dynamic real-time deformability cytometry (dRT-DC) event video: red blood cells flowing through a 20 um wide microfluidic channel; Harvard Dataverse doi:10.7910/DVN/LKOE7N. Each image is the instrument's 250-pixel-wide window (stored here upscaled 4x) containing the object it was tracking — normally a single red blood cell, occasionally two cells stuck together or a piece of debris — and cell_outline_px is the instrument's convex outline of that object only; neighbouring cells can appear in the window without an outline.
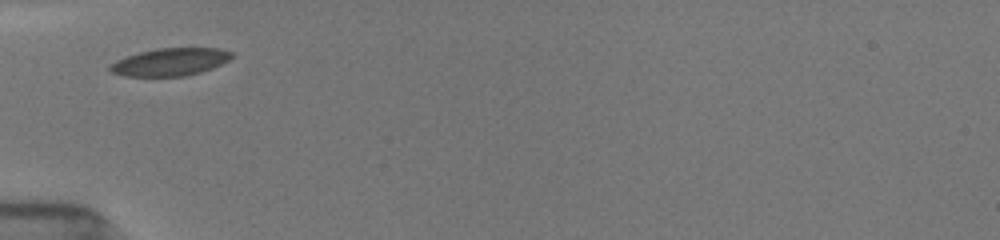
{"species": "common noctule bat (a hibernating species)", "species_latin": "Nyctalus noctula", "temperature_condition": "room temperature", "stored_images_in_passage": 14, "camera_frame_rate_fps": 3000, "um_per_image_px": 0.085, "animal": {"sex": "female", "body_mass_g": 19.5, "forearm_length_mm": 54.1}, "frame": {"image": 1, "passage_image": 1, "time_ms": 0.0, "image_size_px": [1000, 240], "cell_outline_px": [[236, 56], [212, 68], [200, 72], [184, 76], [124, 76], [112, 72], [108, 68], [116, 60], [140, 52], [160, 48], [220, 48], [232, 52]], "centroid_in_image_um": [14.5, 5.26], "position_along_channel_um": 70.5, "area_um2": 19.42}}
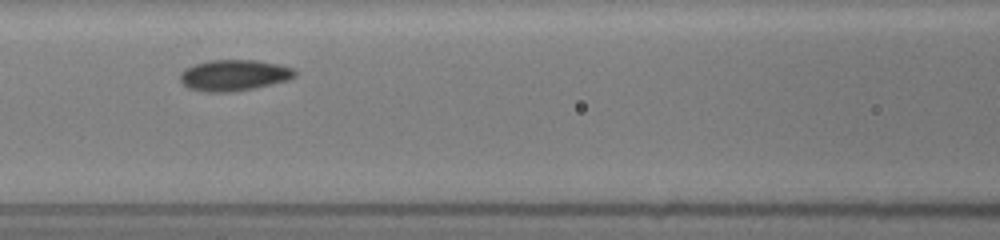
{"frame": {"image": 2, "passage_image": 7, "time_ms": 2.0, "image_size_px": [1000, 240], "cell_outline_px": [[296, 76], [288, 80], [252, 88], [228, 92], [204, 92], [188, 88], [180, 80], [180, 72], [184, 68], [196, 64], [212, 60], [256, 60], [280, 64], [292, 68], [296, 72]], "centroid_in_image_um": [19.87, 6.39], "position_along_channel_um": 146.7, "area_um2": 20.69}}
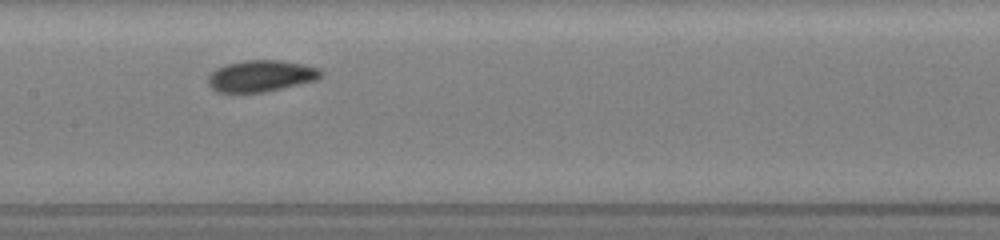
{"frame": {"image": 3, "passage_image": 10, "time_ms": 3.0, "image_size_px": [1000, 240], "cell_outline_px": [[324, 76], [316, 80], [264, 92], [216, 92], [208, 84], [208, 76], [216, 68], [228, 64], [248, 60], [280, 60], [304, 64], [320, 68], [324, 72]], "centroid_in_image_um": [22.22, 6.45], "position_along_channel_um": 185.2, "area_um2": 20.69}}